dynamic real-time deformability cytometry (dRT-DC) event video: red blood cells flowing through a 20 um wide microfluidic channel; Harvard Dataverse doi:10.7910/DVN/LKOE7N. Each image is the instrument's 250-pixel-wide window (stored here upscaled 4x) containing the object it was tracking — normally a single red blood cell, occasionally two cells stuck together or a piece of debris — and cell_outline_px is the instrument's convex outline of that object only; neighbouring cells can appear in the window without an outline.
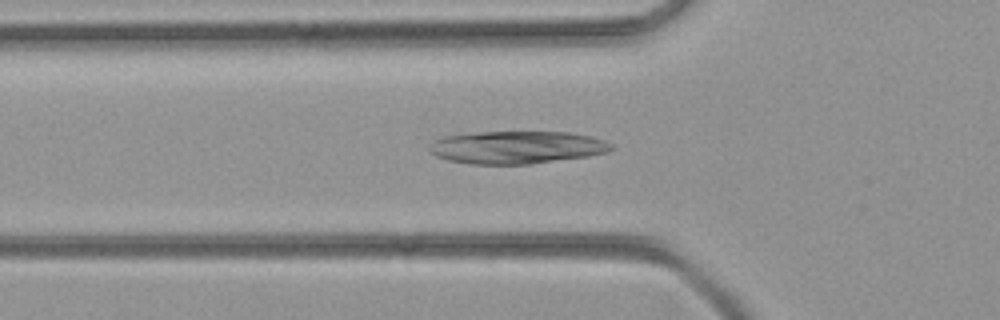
{"species": "common noctule bat (a hibernating species)", "species_latin": "Nyctalus noctula", "temperature_condition": "room temperature", "stored_images_in_passage": 33, "camera_frame_rate_fps": 3000, "um_per_image_px": 0.085, "animal": {"sex": "female", "body_mass_g": 21.9}, "frame": {"image": 1, "passage_image": 3, "time_ms": 0.667, "image_size_px": [1000, 320], "cell_outline_px": [[616, 148], [608, 152], [588, 156], [528, 164], [472, 164], [448, 160], [436, 156], [428, 148], [436, 140], [444, 136], [476, 132], [568, 132], [592, 136], [604, 140], [612, 144]], "centroid_in_image_um": [43.97, 12.52], "position_along_channel_um": 81.8, "area_um2": 34.56}}
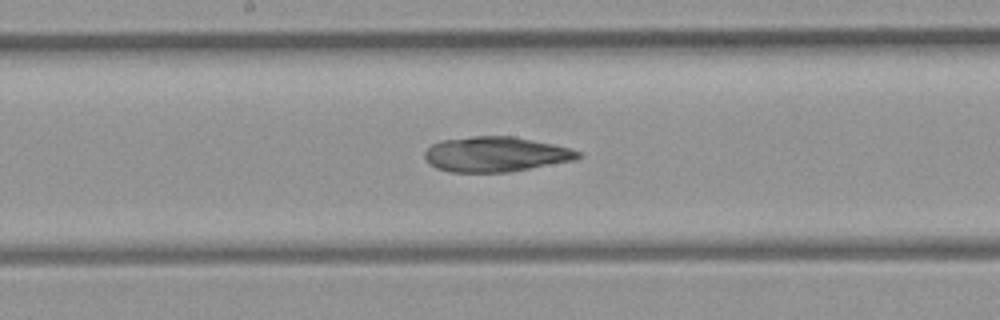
{"frame": {"image": 2, "passage_image": 12, "time_ms": 3.667, "image_size_px": [1000, 320], "cell_outline_px": [[584, 156], [576, 160], [508, 172], [448, 172], [436, 168], [428, 164], [424, 160], [424, 152], [432, 144], [440, 140], [472, 136], [512, 136], [552, 144], [568, 148], [580, 152]], "centroid_in_image_um": [42.09, 13.12], "position_along_channel_um": 206.1, "area_um2": 31.5}}
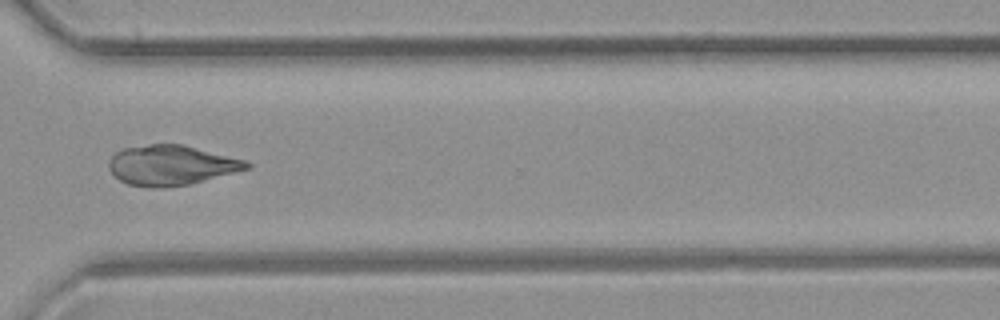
{"frame": {"image": 3, "passage_image": 23, "time_ms": 7.333, "image_size_px": [1000, 320], "cell_outline_px": [[252, 168], [188, 184], [164, 188], [148, 188], [128, 184], [120, 180], [108, 168], [108, 160], [116, 152], [124, 148], [148, 144], [184, 144], [244, 160], [252, 164]], "centroid_in_image_um": [14.54, 14.04], "position_along_channel_um": 356.1, "area_um2": 32.14}}